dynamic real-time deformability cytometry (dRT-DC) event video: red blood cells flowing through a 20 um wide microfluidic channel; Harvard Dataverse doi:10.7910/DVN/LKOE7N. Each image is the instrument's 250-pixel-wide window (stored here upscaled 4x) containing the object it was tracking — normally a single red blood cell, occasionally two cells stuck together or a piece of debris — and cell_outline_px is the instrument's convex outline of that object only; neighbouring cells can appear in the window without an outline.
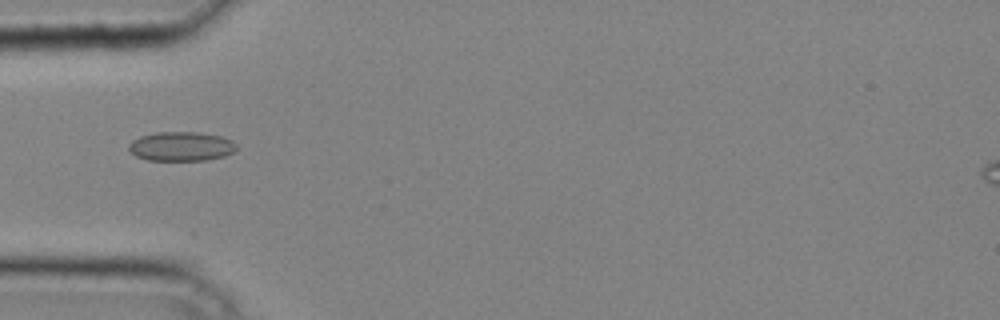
{"species": "common noctule bat (a hibernating species)", "species_latin": "Nyctalus noctula", "temperature_condition": "cold", "stored_images_in_passage": 28, "camera_frame_rate_fps": 3000, "um_per_image_px": 0.085, "animal": {"sex": "male", "body_mass_g": 20.4}, "frame": {"image": 1, "passage_image": 2, "time_ms": 0.333, "image_size_px": [1000, 320], "cell_outline_px": [[236, 148], [232, 152], [224, 156], [208, 160], [148, 160], [136, 156], [128, 148], [128, 144], [132, 140], [140, 136], [156, 132], [196, 132], [220, 136], [232, 140], [236, 144]], "centroid_in_image_um": [15.39, 12.44], "position_along_channel_um": 69.6, "area_um2": 18.32}}
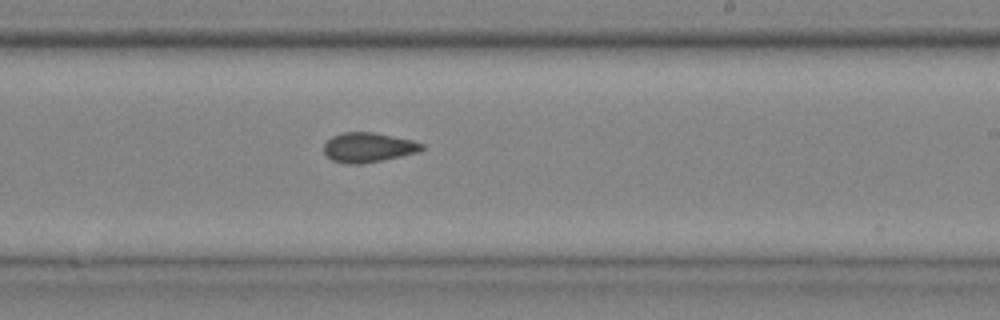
{"frame": {"image": 2, "passage_image": 14, "time_ms": 4.333, "image_size_px": [1000, 320], "cell_outline_px": [[424, 148], [420, 152], [360, 164], [348, 164], [332, 160], [324, 152], [324, 144], [332, 136], [344, 132], [372, 132], [412, 140], [424, 144]], "centroid_in_image_um": [31.3, 12.53], "position_along_channel_um": 257.7, "area_um2": 16.76}}
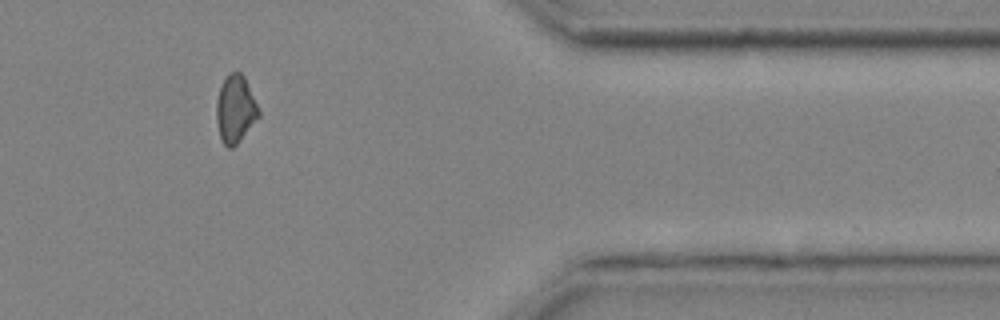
{"frame": {"image": 3, "passage_image": 24, "time_ms": 7.667, "image_size_px": [1000, 320], "cell_outline_px": [[260, 116], [240, 140], [232, 148], [228, 148], [220, 140], [216, 120], [216, 100], [220, 88], [224, 80], [232, 72], [240, 72], [244, 76], [260, 112]], "centroid_in_image_um": [19.99, 9.31], "position_along_channel_um": 391.4, "area_um2": 16.47}}